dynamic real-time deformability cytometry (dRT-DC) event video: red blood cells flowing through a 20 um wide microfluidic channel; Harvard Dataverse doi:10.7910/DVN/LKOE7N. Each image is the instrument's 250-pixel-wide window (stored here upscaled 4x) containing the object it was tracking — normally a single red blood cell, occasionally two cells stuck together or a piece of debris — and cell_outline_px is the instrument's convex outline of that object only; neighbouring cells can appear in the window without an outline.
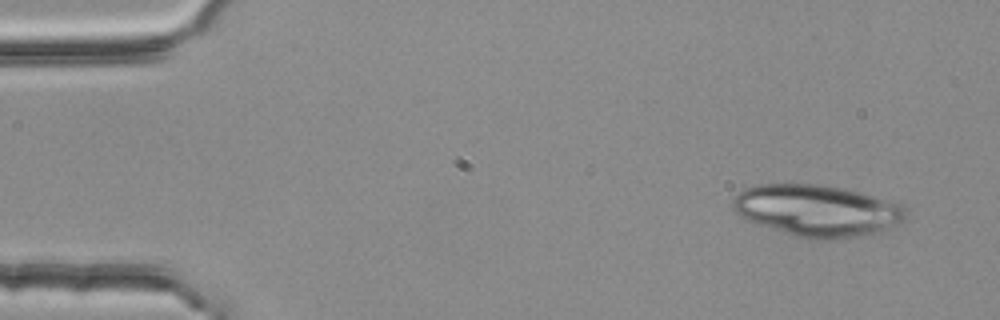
{"species": "common noctule bat (a hibernating species)", "species_latin": "Nyctalus noctula", "temperature_condition": "room temperature", "stored_images_in_passage": 27, "camera_frame_rate_fps": 3000, "um_per_image_px": 0.085, "animal": {"sex": "female", "body_mass_g": 25.1}, "frame": {"image": 1, "passage_image": 4, "time_ms": 1.0, "image_size_px": [1000, 320], "cell_outline_px": [[908, 216], [904, 220], [884, 232], [864, 236], [836, 240], [808, 240], [748, 220], [740, 216], [732, 208], [732, 200], [744, 188], [760, 184], [816, 184], [840, 188], [904, 204], [908, 208]], "centroid_in_image_um": [69.52, 17.93], "position_along_channel_um": 15.5, "area_um2": 52.42}}